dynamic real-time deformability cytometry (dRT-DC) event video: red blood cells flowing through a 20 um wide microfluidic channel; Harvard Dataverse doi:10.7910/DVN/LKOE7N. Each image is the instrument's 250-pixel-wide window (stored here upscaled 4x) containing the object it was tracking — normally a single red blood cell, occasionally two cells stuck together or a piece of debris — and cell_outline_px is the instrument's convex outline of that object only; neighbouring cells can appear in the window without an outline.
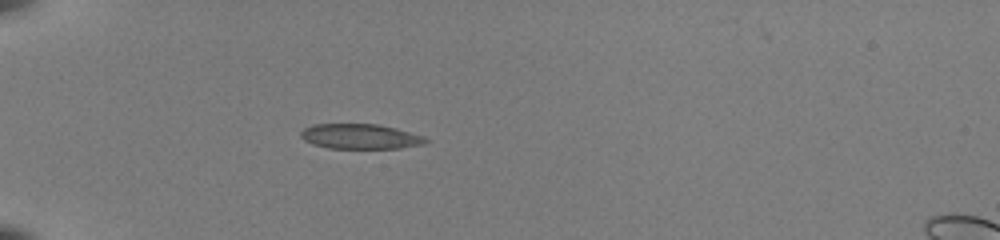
{"species": "common noctule bat (a hibernating species)", "species_latin": "Nyctalus noctula", "temperature_condition": "room temperature", "stored_images_in_passage": 36, "camera_frame_rate_fps": 3000, "um_per_image_px": 0.085, "animal": {"sex": "female", "body_mass_g": 22.0, "forearm_length_mm": 56.7}, "frame": {"image": 1, "passage_image": 1, "time_ms": 0.0, "image_size_px": [1000, 240], "cell_outline_px": [[428, 140], [424, 144], [400, 148], [328, 148], [312, 144], [304, 140], [300, 136], [300, 132], [304, 128], [312, 124], [380, 124], [396, 128], [424, 136]], "centroid_in_image_um": [30.6, 11.59], "position_along_channel_um": 54.4, "area_um2": 18.26}}
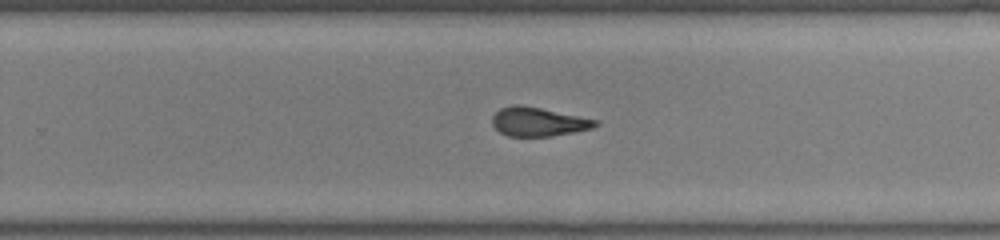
{"frame": {"image": 2, "passage_image": 20, "time_ms": 6.333, "image_size_px": [1000, 240], "cell_outline_px": [[600, 124], [592, 128], [552, 136], [508, 136], [500, 132], [492, 124], [492, 116], [500, 108], [512, 104], [520, 104], [540, 108], [596, 120]], "centroid_in_image_um": [45.7, 10.34], "position_along_channel_um": 284.1, "area_um2": 17.17}}
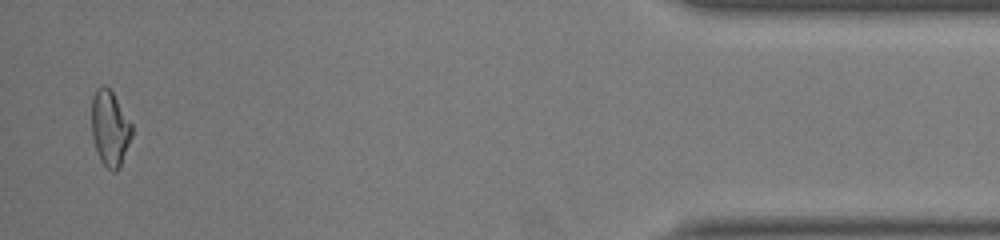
{"frame": {"image": 3, "passage_image": 35, "time_ms": 11.333, "image_size_px": [1000, 240], "cell_outline_px": [[132, 136], [120, 168], [116, 172], [112, 172], [100, 160], [92, 136], [92, 96], [96, 88], [100, 84], [104, 84], [112, 92], [132, 124]], "centroid_in_image_um": [9.34, 10.9], "position_along_channel_um": 425.9, "area_um2": 17.74}, "authors_computed_cell_mechanics": {"area_um2": 17.9758, "velocity_mm_per_s": 4.0189, "shape_relaxation_time_tau1_ms": null, "shape_relaxation_time_tau2_ms": 1.826, "deformation_change_tau1": null, "deformation_change_tau2": 0.0913}}